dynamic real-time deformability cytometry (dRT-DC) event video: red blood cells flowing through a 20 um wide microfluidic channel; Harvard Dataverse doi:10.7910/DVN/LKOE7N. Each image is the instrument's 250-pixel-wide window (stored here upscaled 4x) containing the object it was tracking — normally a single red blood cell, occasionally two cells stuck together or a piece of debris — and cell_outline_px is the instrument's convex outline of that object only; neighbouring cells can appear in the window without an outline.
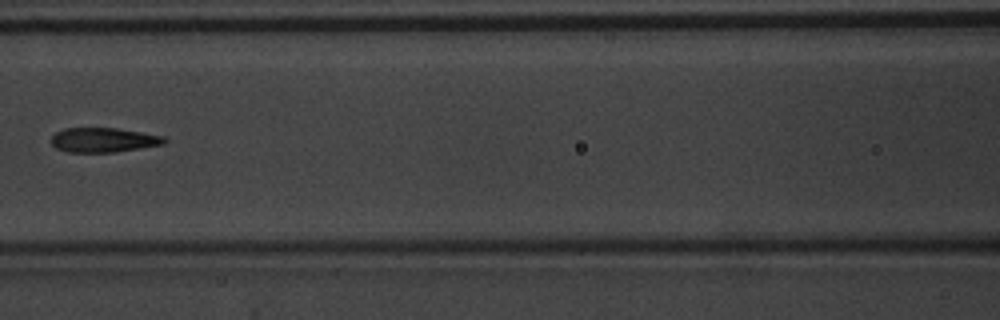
{"species": "common noctule bat (a hibernating species)", "species_latin": "Nyctalus noctula", "temperature_condition": "warm", "stored_images_in_passage": 6, "camera_frame_rate_fps": 3000, "um_per_image_px": 0.085, "animal": {"sex": "male", "body_mass_g": 20.1, "forearm_length_mm": 53.5}, "frame": {"image": 1, "passage_image": 6, "time_ms": 1.667, "image_size_px": [1000, 320], "cell_outline_px": [[168, 140], [164, 144], [116, 152], [68, 152], [56, 148], [52, 144], [52, 136], [56, 132], [64, 128], [116, 128], [164, 136]], "centroid_in_image_um": [8.8, 11.9], "position_along_channel_um": 157.8, "area_um2": 16.13}}